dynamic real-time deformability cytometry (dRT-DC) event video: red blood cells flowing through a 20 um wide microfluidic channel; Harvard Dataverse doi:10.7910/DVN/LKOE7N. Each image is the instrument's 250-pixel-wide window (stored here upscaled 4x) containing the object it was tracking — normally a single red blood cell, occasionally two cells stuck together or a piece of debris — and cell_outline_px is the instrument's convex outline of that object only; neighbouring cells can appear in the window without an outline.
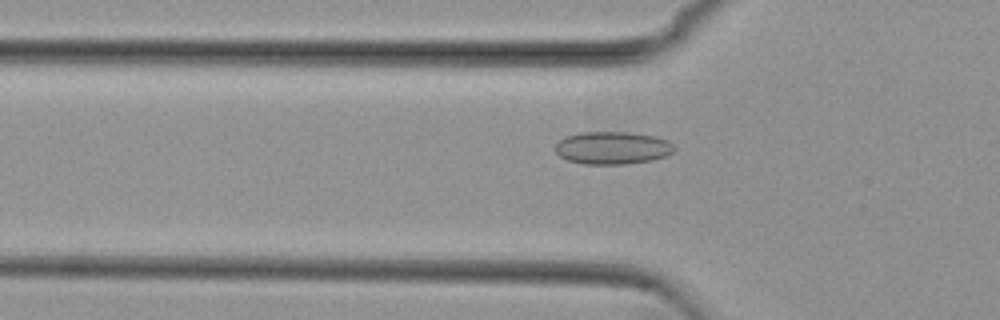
{"species": "common noctule bat (a hibernating species)", "species_latin": "Nyctalus noctula", "temperature_condition": "cold", "stored_images_in_passage": 45, "camera_frame_rate_fps": 3000, "um_per_image_px": 0.085, "animal": {"sex": "female", "body_mass_g": 29.2, "forearm_length_mm": 56.3}, "frame": {"image": 1, "passage_image": 8, "time_ms": 2.333, "image_size_px": [1000, 320], "cell_outline_px": [[676, 148], [672, 152], [664, 156], [652, 160], [624, 164], [584, 164], [568, 160], [560, 156], [556, 152], [556, 144], [560, 140], [568, 136], [580, 132], [624, 132], [656, 136], [668, 140]], "centroid_in_image_um": [52.07, 12.57], "position_along_channel_um": 73.7, "area_um2": 22.48}}
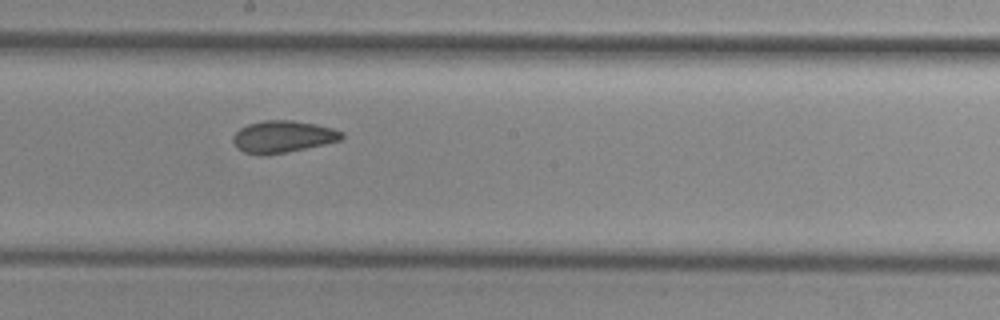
{"frame": {"image": 2, "passage_image": 20, "time_ms": 6.333, "image_size_px": [1000, 320], "cell_outline_px": [[344, 136], [340, 140], [324, 144], [284, 152], [244, 152], [232, 140], [232, 136], [240, 128], [248, 124], [264, 120], [292, 120], [316, 124], [332, 128], [344, 132]], "centroid_in_image_um": [24.09, 11.56], "position_along_channel_um": 224.1, "area_um2": 19.48}}
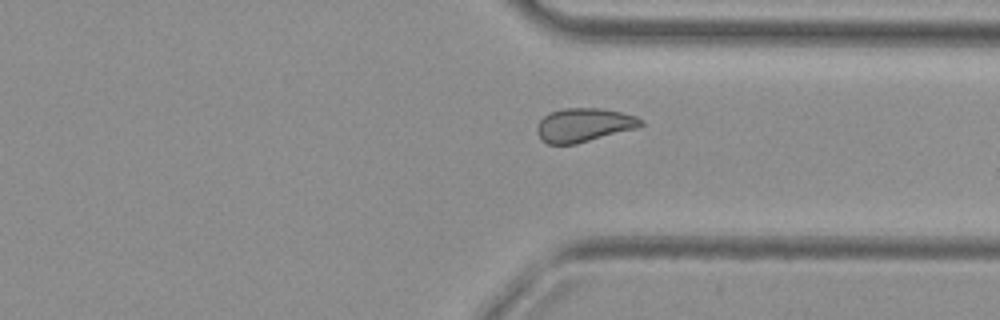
{"frame": {"image": 3, "passage_image": 31, "time_ms": 10.0, "image_size_px": [1000, 320], "cell_outline_px": [[644, 124], [636, 128], [576, 144], [548, 144], [536, 132], [536, 128], [540, 120], [548, 112], [564, 108], [600, 108], [620, 112], [636, 116], [644, 120]], "centroid_in_image_um": [49.63, 10.61], "position_along_channel_um": 361.8, "area_um2": 20.35}, "authors_computed_cell_mechanics": {"area_um2": 20.519, "velocity_mm_per_s": 3.7469, "shape_relaxation_time_tau1_ms": null, "shape_relaxation_time_tau2_ms": 2.5531, "deformation_change_tau1": null, "deformation_change_tau2": 0.0666}}